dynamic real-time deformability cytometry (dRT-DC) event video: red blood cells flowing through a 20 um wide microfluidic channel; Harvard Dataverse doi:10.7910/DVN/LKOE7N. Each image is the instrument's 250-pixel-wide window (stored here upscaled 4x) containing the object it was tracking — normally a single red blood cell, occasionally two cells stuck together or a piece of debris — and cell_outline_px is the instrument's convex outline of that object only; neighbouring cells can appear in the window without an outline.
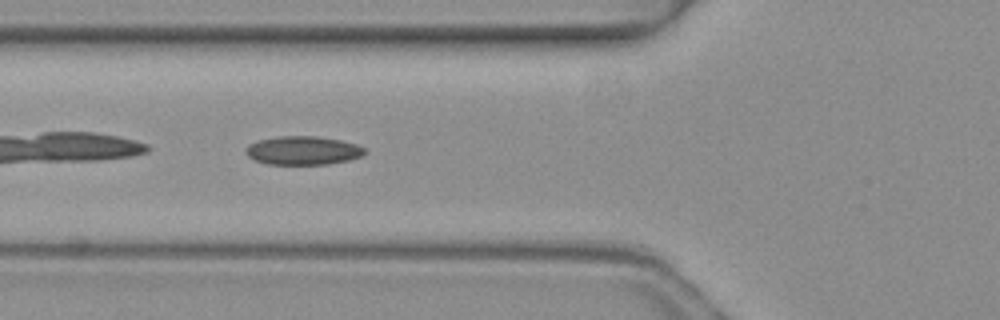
{"species": "common noctule bat (a hibernating species)", "species_latin": "Nyctalus noctula", "temperature_condition": "warm", "stored_images_in_passage": 4, "camera_frame_rate_fps": 3000, "um_per_image_px": 0.085, "animal": {"sex": "female", "body_mass_g": 19.3, "forearm_length_mm": 54.1}, "frame": {"image": 1, "passage_image": 4, "time_ms": 1.0, "image_size_px": [1000, 320], "cell_outline_px": [[368, 152], [364, 156], [348, 160], [328, 164], [264, 164], [252, 160], [244, 152], [244, 148], [248, 144], [260, 140], [280, 136], [316, 136], [340, 140], [356, 144], [364, 148]], "centroid_in_image_um": [25.73, 12.8], "position_along_channel_um": 100.1, "area_um2": 20.06}}